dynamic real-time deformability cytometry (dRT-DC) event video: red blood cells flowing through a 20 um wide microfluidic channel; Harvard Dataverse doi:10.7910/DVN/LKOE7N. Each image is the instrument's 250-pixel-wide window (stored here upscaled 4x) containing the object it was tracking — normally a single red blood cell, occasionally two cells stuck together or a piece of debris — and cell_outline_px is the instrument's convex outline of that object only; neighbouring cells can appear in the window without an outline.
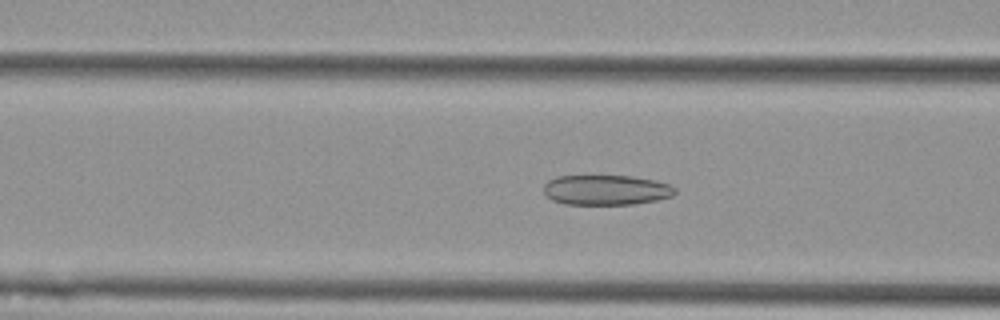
{"species": "Egyptian fruit bat (a non-hibernating species)", "species_latin": "Rousettus aegyptiacus", "temperature_condition": "cold", "stored_images_in_passage": 50, "camera_frame_rate_fps": 3000, "um_per_image_px": 0.085, "animal": {"sex": "female"}, "frame": {"image": 1, "passage_image": 16, "time_ms": 5.0, "image_size_px": [1000, 320], "cell_outline_px": [[676, 192], [672, 196], [656, 200], [632, 204], [564, 204], [552, 200], [544, 192], [544, 184], [548, 180], [556, 176], [632, 176], [652, 180], [668, 184], [676, 188]], "centroid_in_image_um": [51.5, 16.14], "position_along_channel_um": 115.1, "area_um2": 22.89}}
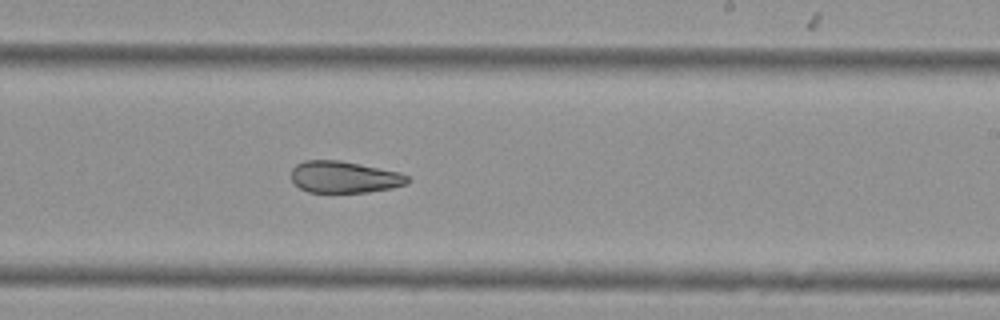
{"frame": {"image": 2, "passage_image": 28, "time_ms": 9.0, "image_size_px": [1000, 320], "cell_outline_px": [[412, 180], [408, 184], [392, 188], [368, 192], [308, 192], [300, 188], [292, 180], [292, 168], [296, 164], [304, 160], [340, 160], [400, 172], [408, 176]], "centroid_in_image_um": [29.3, 15.05], "position_along_channel_um": 259.7, "area_um2": 21.62}}
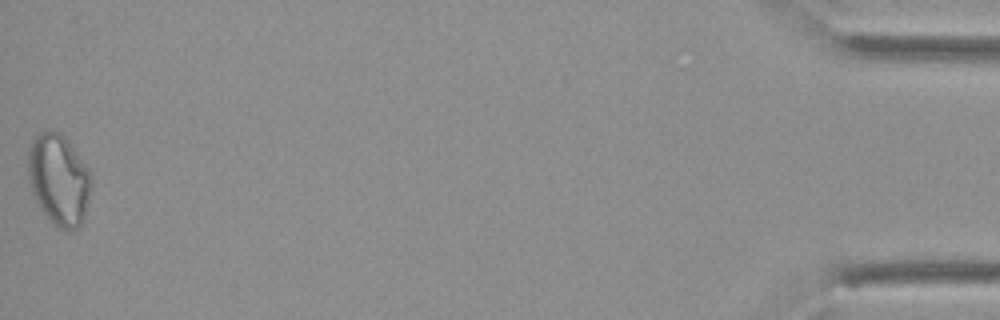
{"frame": {"image": 3, "passage_image": 50, "time_ms": 16.333, "image_size_px": [1000, 320], "cell_outline_px": [[92, 180], [84, 220], [80, 228], [68, 232], [56, 228], [40, 208], [32, 192], [28, 180], [28, 152], [32, 140], [44, 128], [48, 128], [60, 132], [64, 136], [92, 172]], "centroid_in_image_um": [5.01, 15.28], "position_along_channel_um": 430.2, "area_um2": 34.22}, "authors_computed_cell_mechanics": {"area_um2": 26.3279, "velocity_mm_per_s": 3.629, "shape_relaxation_time_tau1_ms": null, "shape_relaxation_time_tau2_ms": 4.058, "deformation_change_tau1": null, "deformation_change_tau2": 0.0914}}